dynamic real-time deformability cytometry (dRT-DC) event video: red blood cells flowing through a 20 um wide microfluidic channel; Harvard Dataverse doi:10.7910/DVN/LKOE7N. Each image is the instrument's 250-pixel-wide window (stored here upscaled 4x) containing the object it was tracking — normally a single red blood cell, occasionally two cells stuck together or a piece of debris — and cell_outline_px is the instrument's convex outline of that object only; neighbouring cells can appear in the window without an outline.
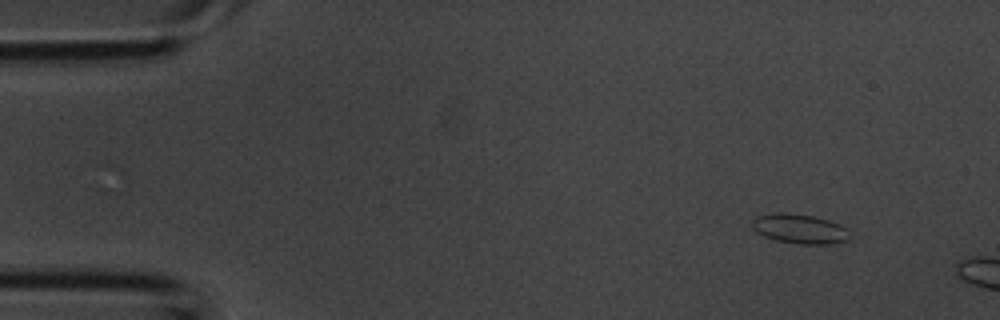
{"species": "common noctule bat (a hibernating species)", "species_latin": "Nyctalus noctula", "temperature_condition": "room temperature", "stored_images_in_passage": 2, "camera_frame_rate_fps": 3000, "um_per_image_px": 0.085, "animal": {"sex": "male", "body_mass_g": 20.1, "forearm_length_mm": 53.5}, "frame": {"image": 1, "passage_image": 1, "time_ms": 0.0, "image_size_px": [1000, 320], "cell_outline_px": [[848, 240], [832, 244], [800, 244], [776, 240], [764, 236], [756, 232], [752, 228], [752, 220], [756, 216], [772, 212], [784, 212], [812, 216], [828, 220], [840, 224], [844, 228]], "centroid_in_image_um": [67.89, 19.44], "position_along_channel_um": 17.1, "area_um2": 16.7}}